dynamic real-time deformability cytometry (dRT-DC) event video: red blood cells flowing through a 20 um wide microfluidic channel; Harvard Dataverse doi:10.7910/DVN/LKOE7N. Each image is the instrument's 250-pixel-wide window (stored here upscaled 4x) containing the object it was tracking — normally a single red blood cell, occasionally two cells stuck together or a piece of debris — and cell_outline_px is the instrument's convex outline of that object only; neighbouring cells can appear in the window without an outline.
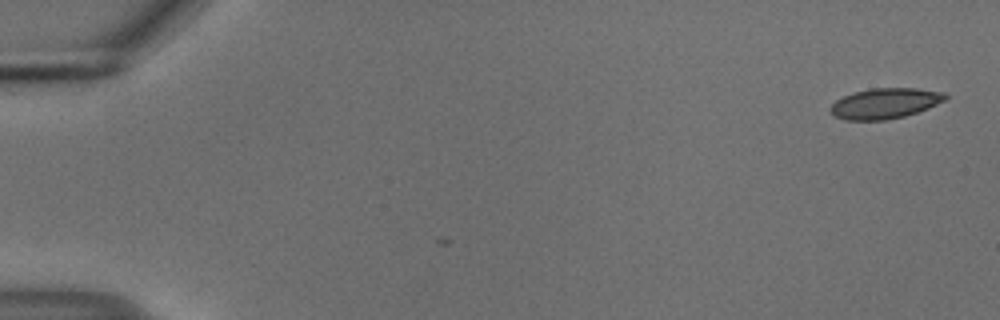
{"species": "common noctule bat (a hibernating species)", "species_latin": "Nyctalus noctula", "temperature_condition": "cold", "stored_images_in_passage": 2, "camera_frame_rate_fps": 3000, "um_per_image_px": 0.085, "animal": {"sex": "male", "body_mass_g": 18.8}, "frame": {"image": 1, "passage_image": 2, "time_ms": 0.333, "image_size_px": [1000, 320], "cell_outline_px": [[948, 96], [944, 100], [928, 108], [904, 116], [884, 120], [844, 120], [832, 116], [828, 112], [828, 108], [836, 100], [844, 96], [856, 92], [872, 88], [916, 88], [944, 92]], "centroid_in_image_um": [75.17, 8.79], "position_along_channel_um": 9.8, "area_um2": 20.4}}